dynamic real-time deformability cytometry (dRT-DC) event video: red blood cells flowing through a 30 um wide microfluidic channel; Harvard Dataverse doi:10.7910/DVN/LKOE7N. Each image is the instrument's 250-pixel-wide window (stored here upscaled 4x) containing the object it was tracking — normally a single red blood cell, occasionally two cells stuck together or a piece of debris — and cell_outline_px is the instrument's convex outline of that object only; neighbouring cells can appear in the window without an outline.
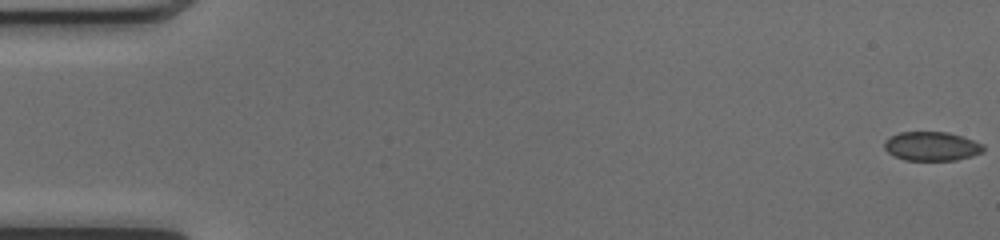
{"species": "common noctule bat (a hibernating species)", "species_latin": "Nyctalus noctula", "temperature_condition": "cold", "stored_images_in_passage": 14, "camera_frame_rate_fps": 3000, "um_per_image_px": 0.085, "animal": {"sex": "female", "body_mass_g": 17.0, "forearm_length_mm": 48.0}, "frame": {"image": 1, "passage_image": 1, "time_ms": 0.0, "image_size_px": [1000, 240], "cell_outline_px": [[984, 152], [972, 156], [956, 160], [904, 160], [888, 152], [884, 148], [884, 140], [900, 132], [948, 132], [984, 144]], "centroid_in_image_um": [79.2, 12.43], "position_along_channel_um": 5.8, "area_um2": 16.7}}